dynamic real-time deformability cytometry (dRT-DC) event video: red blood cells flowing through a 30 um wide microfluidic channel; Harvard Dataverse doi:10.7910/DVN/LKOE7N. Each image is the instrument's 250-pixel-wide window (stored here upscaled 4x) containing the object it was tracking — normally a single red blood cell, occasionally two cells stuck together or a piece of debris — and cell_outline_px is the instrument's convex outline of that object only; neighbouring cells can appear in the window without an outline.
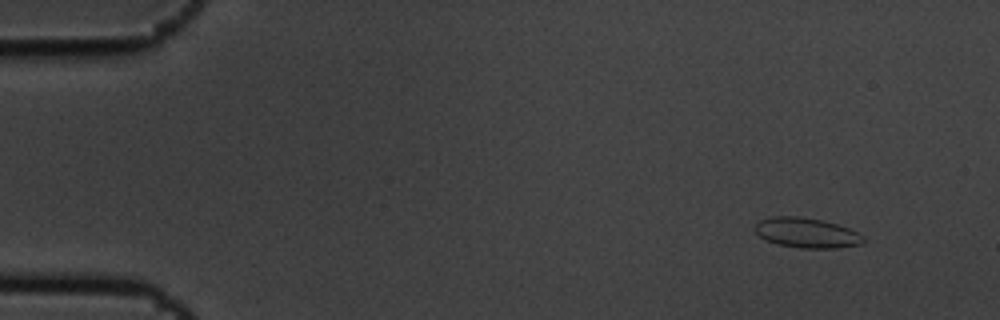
{"species": "common noctule bat (a hibernating species)", "species_latin": "Nyctalus noctula", "temperature_condition": "cold", "stored_images_in_passage": 4, "camera_frame_rate_fps": 3000, "um_per_image_px": 0.085, "animal": {"sex": "male", "body_mass_g": 19.5, "forearm_length_mm": 54.6}, "frame": {"image": 1, "passage_image": 1, "time_ms": 0.0, "image_size_px": [1000, 320], "cell_outline_px": [[864, 240], [860, 244], [836, 248], [800, 248], [776, 244], [760, 236], [752, 228], [760, 220], [772, 216], [800, 216], [820, 220], [836, 224], [848, 228], [864, 236]], "centroid_in_image_um": [68.53, 19.79], "position_along_channel_um": 16.5, "area_um2": 18.84}}
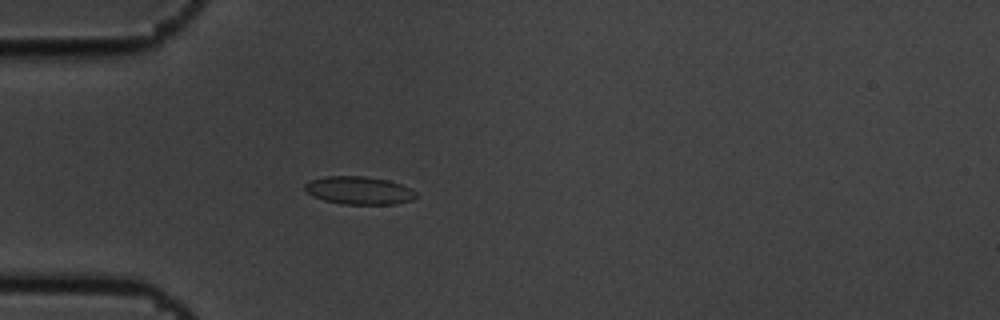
{"frame": {"image": 2, "passage_image": 4, "time_ms": 1.0, "image_size_px": [1000, 320], "cell_outline_px": [[416, 196], [412, 200], [396, 204], [344, 204], [324, 200], [312, 196], [304, 188], [304, 184], [312, 180], [324, 176], [364, 176], [388, 180], [400, 184], [416, 192]], "centroid_in_image_um": [30.5, 16.18], "position_along_channel_um": 54.5, "area_um2": 17.98}}